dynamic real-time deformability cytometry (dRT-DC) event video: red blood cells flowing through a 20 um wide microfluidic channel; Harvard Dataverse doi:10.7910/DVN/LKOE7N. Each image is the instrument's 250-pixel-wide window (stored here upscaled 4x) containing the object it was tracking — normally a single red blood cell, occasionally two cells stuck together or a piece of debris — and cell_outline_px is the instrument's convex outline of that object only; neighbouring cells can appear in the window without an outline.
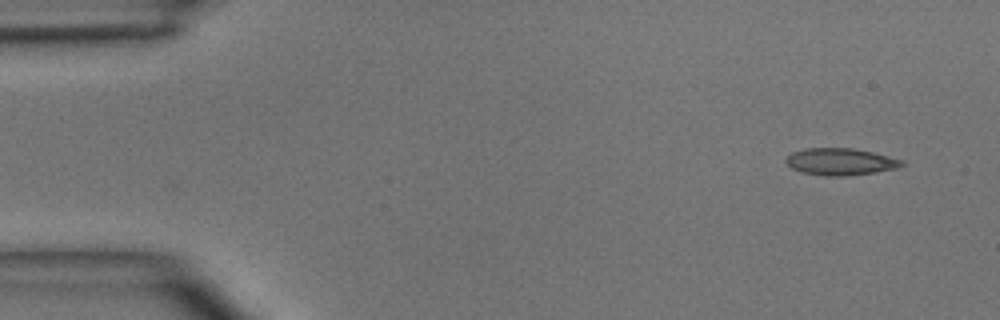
{"species": "common noctule bat (a hibernating species)", "species_latin": "Nyctalus noctula", "temperature_condition": "room temperature", "stored_images_in_passage": 3, "camera_frame_rate_fps": 3000, "um_per_image_px": 0.085, "animal": {"sex": "male", "body_mass_g": 15.6}, "frame": {"image": 1, "passage_image": 1, "time_ms": 0.0, "image_size_px": [1000, 320], "cell_outline_px": [[904, 164], [896, 168], [872, 172], [840, 176], [824, 176], [800, 172], [792, 168], [784, 160], [792, 152], [808, 148], [852, 148], [872, 152], [904, 160]], "centroid_in_image_um": [71.41, 13.74], "position_along_channel_um": 13.6, "area_um2": 17.98}}
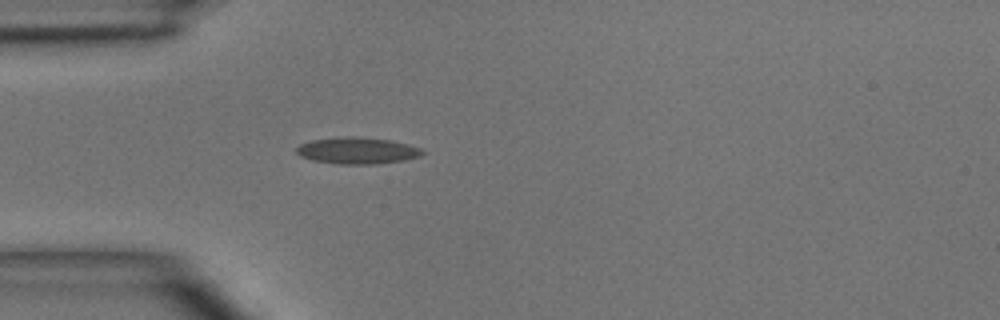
{"frame": {"image": 2, "passage_image": 3, "time_ms": 3.333, "image_size_px": [1000, 320], "cell_outline_px": [[424, 152], [420, 156], [404, 160], [376, 164], [340, 164], [312, 160], [300, 156], [296, 152], [296, 148], [300, 144], [312, 140], [356, 136], [392, 140], [420, 148]], "centroid_in_image_um": [30.37, 12.81], "position_along_channel_um": 54.6, "area_um2": 19.31}}